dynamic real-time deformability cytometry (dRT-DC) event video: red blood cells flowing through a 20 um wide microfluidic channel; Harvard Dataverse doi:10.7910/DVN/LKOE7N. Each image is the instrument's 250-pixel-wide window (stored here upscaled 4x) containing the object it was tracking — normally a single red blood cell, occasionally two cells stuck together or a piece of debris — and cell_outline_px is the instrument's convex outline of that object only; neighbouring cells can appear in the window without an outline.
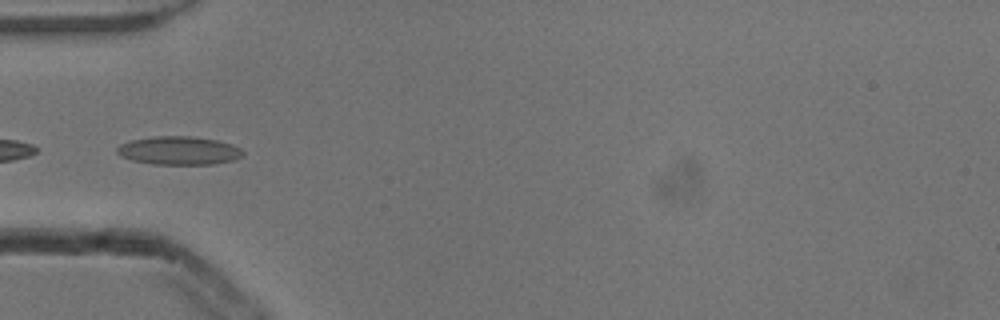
{"species": "common noctule bat (a hibernating species)", "species_latin": "Nyctalus noctula", "temperature_condition": "cold", "stored_images_in_passage": 8, "camera_frame_rate_fps": 3000, "um_per_image_px": 0.085, "animal": {"sex": "male", "body_mass_g": 13.3}, "frame": {"image": 1, "passage_image": 5, "time_ms": 1.333, "image_size_px": [1000, 320], "cell_outline_px": [[244, 156], [232, 160], [212, 164], [152, 164], [132, 160], [120, 156], [116, 152], [116, 148], [120, 144], [132, 140], [156, 136], [188, 136], [216, 140], [232, 144], [240, 148], [244, 152]], "centroid_in_image_um": [15.2, 12.8], "position_along_channel_um": 69.8, "area_um2": 20.75}}
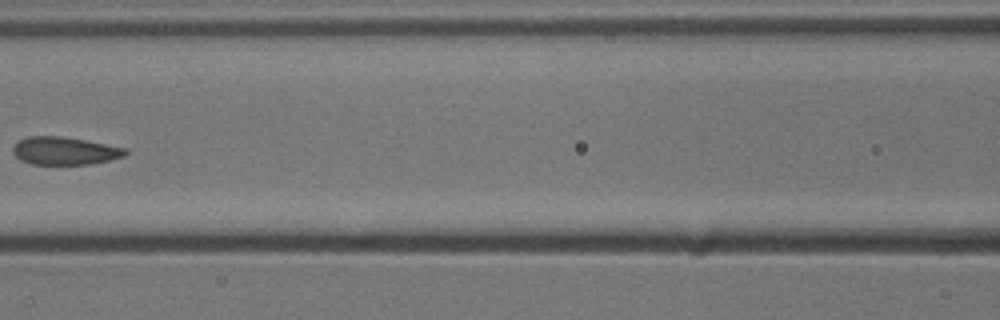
{"frame": {"image": 2, "passage_image": 7, "time_ms": 2.0, "image_size_px": [1000, 320], "cell_outline_px": [[128, 152], [124, 156], [108, 160], [88, 164], [32, 164], [20, 160], [12, 152], [12, 148], [20, 140], [28, 136], [60, 136], [84, 140], [124, 148]], "centroid_in_image_um": [5.45, 12.82], "position_along_channel_um": 161.1, "area_um2": 17.92}}
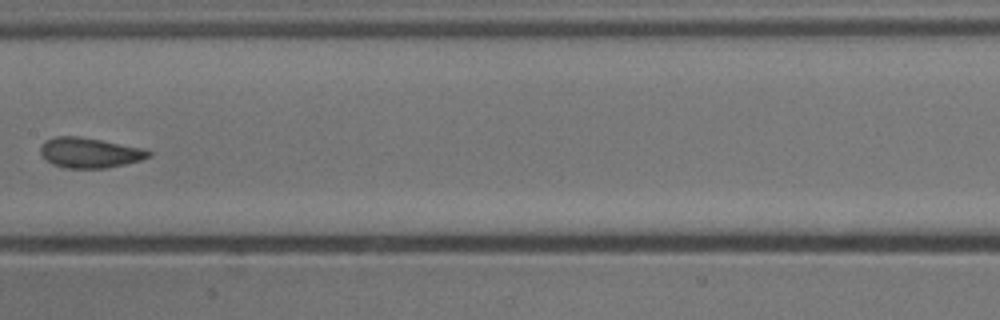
{"frame": {"image": 3, "passage_image": 8, "time_ms": 2.333, "image_size_px": [1000, 320], "cell_outline_px": [[152, 156], [140, 160], [108, 168], [64, 168], [52, 164], [40, 152], [40, 148], [44, 140], [56, 136], [76, 136], [100, 140], [144, 148], [152, 152]], "centroid_in_image_um": [7.63, 12.98], "position_along_channel_um": 199.8, "area_um2": 18.96}}